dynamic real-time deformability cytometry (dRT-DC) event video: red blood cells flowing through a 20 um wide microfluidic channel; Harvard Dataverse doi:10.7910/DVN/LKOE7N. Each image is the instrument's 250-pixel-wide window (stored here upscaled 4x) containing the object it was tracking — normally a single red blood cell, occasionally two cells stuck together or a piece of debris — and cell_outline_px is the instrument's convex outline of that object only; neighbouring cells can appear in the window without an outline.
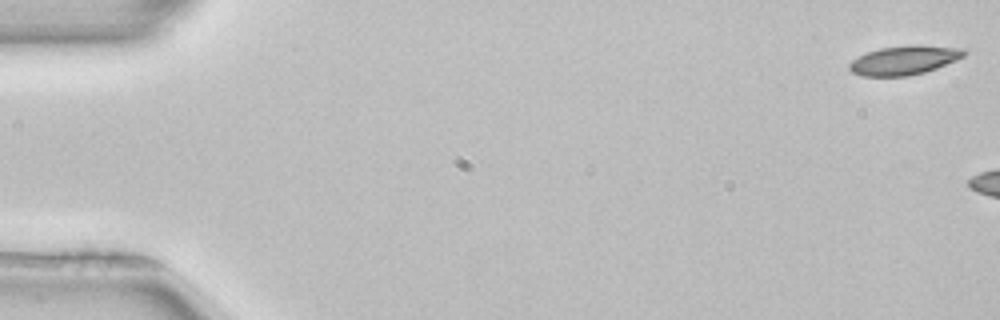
{"species": "common noctule bat (a hibernating species)", "species_latin": "Nyctalus noctula", "temperature_condition": "room temperature", "stored_images_in_passage": 7, "camera_frame_rate_fps": 3000, "um_per_image_px": 0.085, "animal": {"sex": "female", "body_mass_g": 22.7, "forearm_length_mm": 54.2}, "frame": {"image": 1, "passage_image": 1, "time_ms": 0.0, "image_size_px": [1000, 320], "cell_outline_px": [[968, 52], [964, 56], [956, 60], [936, 68], [924, 72], [908, 76], [864, 76], [852, 72], [848, 68], [848, 64], [852, 60], [868, 52], [880, 48], [916, 44], [964, 48]], "centroid_in_image_um": [76.88, 5.11], "position_along_channel_um": 8.1, "area_um2": 19.42}}